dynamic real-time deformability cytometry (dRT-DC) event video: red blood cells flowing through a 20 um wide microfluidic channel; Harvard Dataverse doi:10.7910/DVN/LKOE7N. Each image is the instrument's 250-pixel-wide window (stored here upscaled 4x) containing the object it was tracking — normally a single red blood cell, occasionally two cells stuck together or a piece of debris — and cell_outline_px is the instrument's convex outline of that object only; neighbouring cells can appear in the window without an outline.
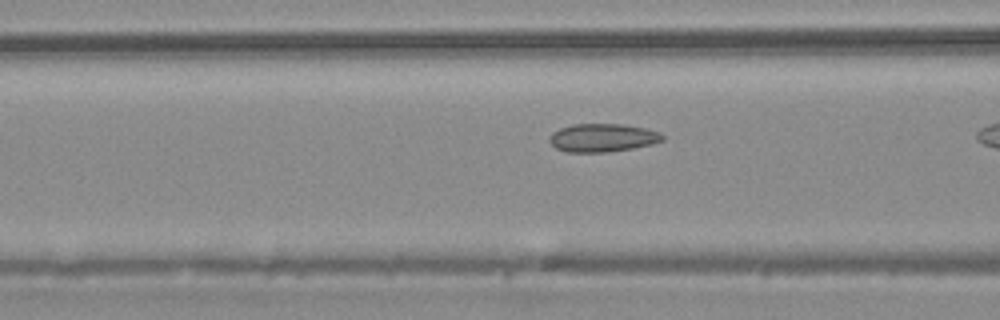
{"species": "common noctule bat (a hibernating species)", "species_latin": "Nyctalus noctula", "temperature_condition": "warm", "stored_images_in_passage": 18, "camera_frame_rate_fps": 3000, "um_per_image_px": 0.085, "animal": {"sex": "male", "body_mass_g": 20.4}, "frame": {"image": 1, "passage_image": 16, "time_ms": 5.0, "image_size_px": [1000, 320], "cell_outline_px": [[664, 140], [652, 144], [632, 148], [608, 152], [568, 152], [556, 148], [548, 140], [548, 136], [552, 132], [560, 128], [572, 124], [620, 124], [644, 128], [660, 132], [664, 136]], "centroid_in_image_um": [51.2, 11.71], "position_along_channel_um": 115.4, "area_um2": 18.61}}